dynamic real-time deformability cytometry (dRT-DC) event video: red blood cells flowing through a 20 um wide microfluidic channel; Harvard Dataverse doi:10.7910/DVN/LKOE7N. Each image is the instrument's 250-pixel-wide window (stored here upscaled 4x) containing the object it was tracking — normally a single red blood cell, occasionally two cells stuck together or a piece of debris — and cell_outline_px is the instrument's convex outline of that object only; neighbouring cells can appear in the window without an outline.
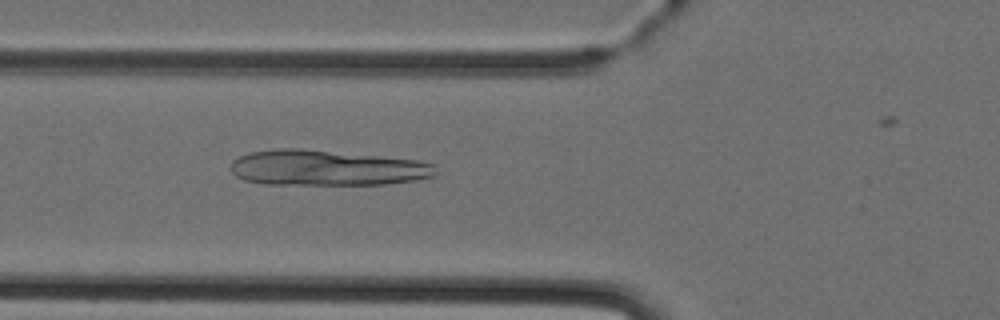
{"species": "Egyptian fruit bat (a non-hibernating species)", "species_latin": "Rousettus aegyptiacus", "temperature_condition": "cold", "stored_images_in_passage": 6, "camera_frame_rate_fps": 3000, "um_per_image_px": 0.085, "animal": {"sex": "female"}, "frame": {"image": 1, "passage_image": 6, "time_ms": 6.0, "image_size_px": [1000, 320], "cell_outline_px": [[436, 176], [416, 180], [384, 184], [264, 184], [244, 180], [236, 176], [232, 172], [232, 160], [248, 152], [280, 148], [300, 148], [416, 160], [436, 164]], "centroid_in_image_um": [27.77, 14.27], "position_along_channel_um": 98.0, "area_um2": 42.37}}